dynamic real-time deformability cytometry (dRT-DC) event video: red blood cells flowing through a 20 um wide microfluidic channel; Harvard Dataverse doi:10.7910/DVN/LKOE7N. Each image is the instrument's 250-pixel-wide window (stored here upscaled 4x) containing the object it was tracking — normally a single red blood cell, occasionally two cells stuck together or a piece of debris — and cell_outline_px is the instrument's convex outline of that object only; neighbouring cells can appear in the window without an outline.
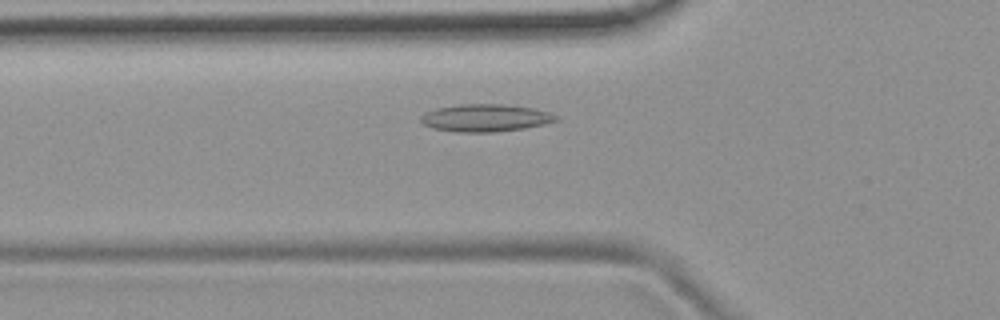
{"species": "common noctule bat (a hibernating species)", "species_latin": "Nyctalus noctula", "temperature_condition": "room temperature", "stored_images_in_passage": 47, "camera_frame_rate_fps": 3000, "um_per_image_px": 0.085, "animal": {"sex": "female", "body_mass_g": 19.9}, "frame": {"image": 1, "passage_image": 12, "time_ms": 3.667, "image_size_px": [1000, 320], "cell_outline_px": [[560, 120], [544, 124], [524, 128], [496, 132], [456, 132], [432, 128], [424, 124], [420, 120], [420, 116], [424, 112], [436, 108], [460, 104], [504, 104], [532, 108], [548, 112], [556, 116]], "centroid_in_image_um": [41.23, 10.02], "position_along_channel_um": 84.6, "area_um2": 21.68}}
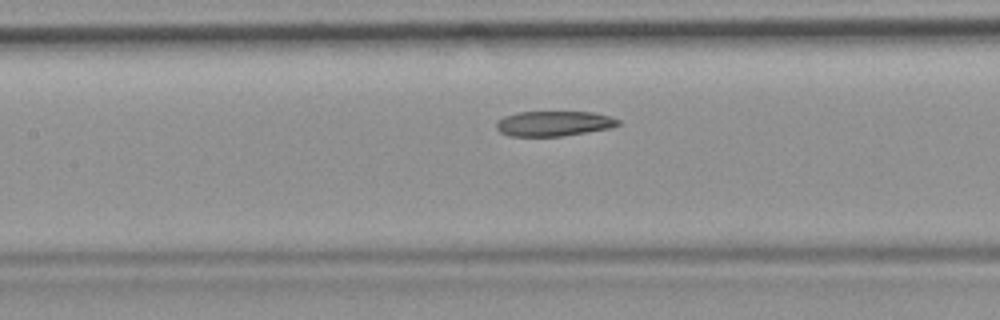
{"frame": {"image": 2, "passage_image": 18, "time_ms": 5.667, "image_size_px": [1000, 320], "cell_outline_px": [[620, 124], [608, 128], [560, 136], [508, 136], [500, 132], [496, 128], [496, 124], [504, 116], [516, 112], [592, 112], [608, 116], [620, 120]], "centroid_in_image_um": [47.03, 10.5], "position_along_channel_um": 160.4, "area_um2": 17.57}}
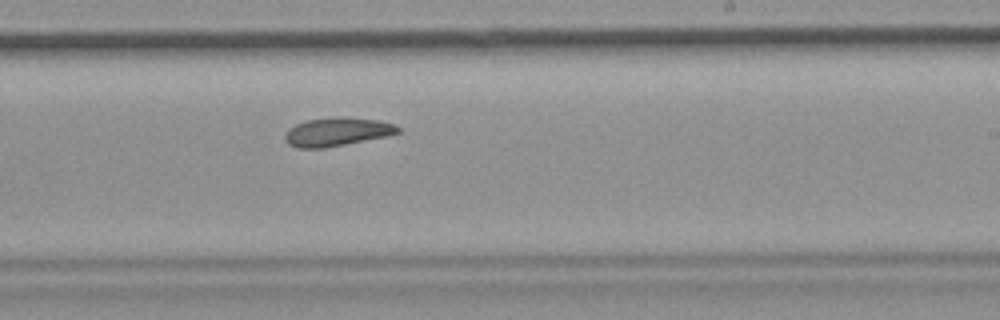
{"frame": {"image": 3, "passage_image": 26, "time_ms": 8.333, "image_size_px": [1000, 320], "cell_outline_px": [[400, 132], [384, 136], [324, 148], [296, 148], [288, 144], [284, 140], [284, 136], [288, 128], [304, 120], [380, 120], [396, 124], [400, 128]], "centroid_in_image_um": [28.58, 11.26], "position_along_channel_um": 260.4, "area_um2": 17.74}, "authors_computed_cell_mechanics": {"area_um2": 19.5942, "velocity_mm_per_s": 3.7737, "shape_relaxation_time_tau1_ms": null, "shape_relaxation_time_tau2_ms": 4.1763, "deformation_change_tau1": null, "deformation_change_tau2": 0.1066}}